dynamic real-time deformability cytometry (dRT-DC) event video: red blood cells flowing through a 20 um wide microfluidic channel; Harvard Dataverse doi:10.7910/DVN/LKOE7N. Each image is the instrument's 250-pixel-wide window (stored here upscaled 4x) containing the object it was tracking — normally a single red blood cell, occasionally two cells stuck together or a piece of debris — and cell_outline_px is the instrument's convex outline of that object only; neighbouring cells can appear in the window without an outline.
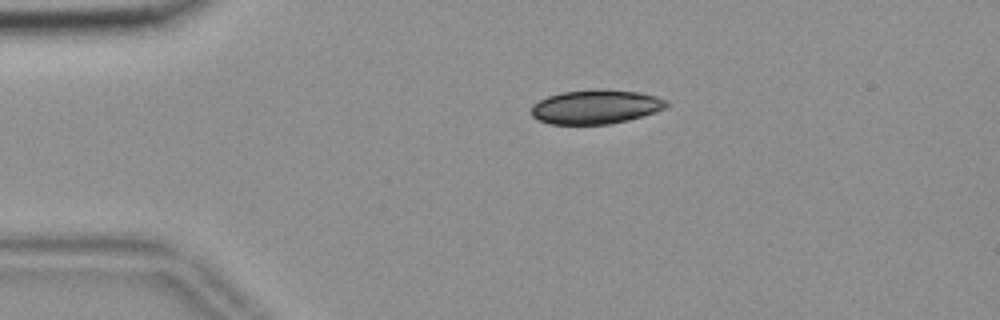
{"species": "common noctule bat (a hibernating species)", "species_latin": "Nyctalus noctula", "temperature_condition": "room temperature", "stored_images_in_passage": 45, "camera_frame_rate_fps": 3000, "um_per_image_px": 0.085, "animal": {"sex": "female", "body_mass_g": 18.4}, "frame": {"image": 1, "passage_image": 1, "time_ms": 0.0, "image_size_px": [1000, 320], "cell_outline_px": [[668, 104], [664, 108], [656, 112], [628, 120], [608, 124], [552, 124], [536, 120], [532, 116], [532, 104], [548, 96], [564, 92], [600, 88], [640, 92], [656, 96], [668, 100]], "centroid_in_image_um": [50.65, 9.07], "position_along_channel_um": 34.4, "area_um2": 26.99}}
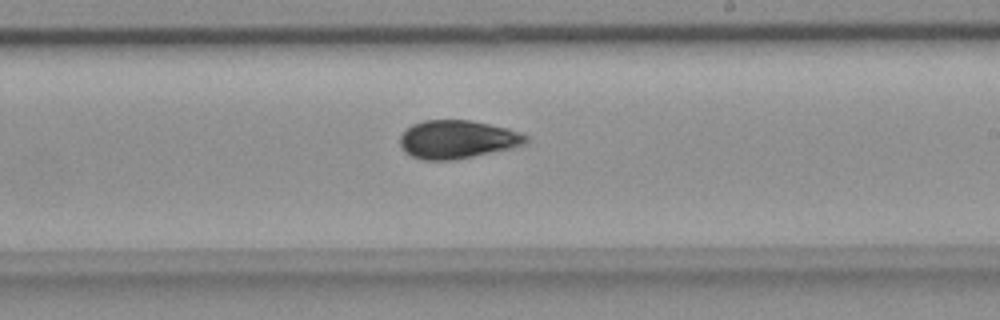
{"frame": {"image": 2, "passage_image": 22, "time_ms": 7.0, "image_size_px": [1000, 320], "cell_outline_px": [[528, 140], [524, 144], [512, 148], [452, 160], [424, 160], [412, 156], [404, 152], [400, 148], [400, 136], [404, 128], [412, 124], [424, 120], [468, 120], [508, 128], [520, 132], [528, 136]], "centroid_in_image_um": [38.83, 11.84], "position_along_channel_um": 250.2, "area_um2": 28.15}}
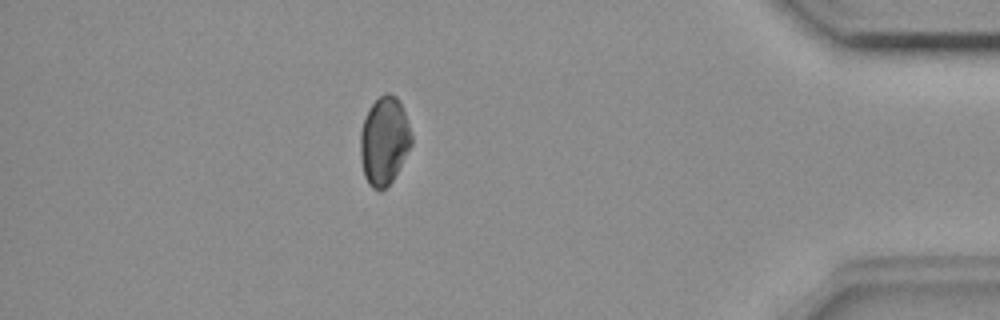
{"frame": {"image": 3, "passage_image": 38, "time_ms": 12.333, "image_size_px": [1000, 320], "cell_outline_px": [[412, 144], [392, 180], [380, 192], [372, 188], [368, 184], [364, 176], [360, 156], [360, 132], [368, 108], [384, 92], [388, 92], [396, 96], [404, 112], [412, 136]], "centroid_in_image_um": [32.63, 11.98], "position_along_channel_um": 402.6, "area_um2": 26.13}, "authors_computed_cell_mechanics": {"area_um2": 27.3972, "velocity_mm_per_s": 3.6642, "shape_relaxation_time_tau1_ms": 4.9682, "shape_relaxation_time_tau2_ms": 3.189, "deformation_change_tau1": 0.1271, "deformation_change_tau2": 0.0567}}